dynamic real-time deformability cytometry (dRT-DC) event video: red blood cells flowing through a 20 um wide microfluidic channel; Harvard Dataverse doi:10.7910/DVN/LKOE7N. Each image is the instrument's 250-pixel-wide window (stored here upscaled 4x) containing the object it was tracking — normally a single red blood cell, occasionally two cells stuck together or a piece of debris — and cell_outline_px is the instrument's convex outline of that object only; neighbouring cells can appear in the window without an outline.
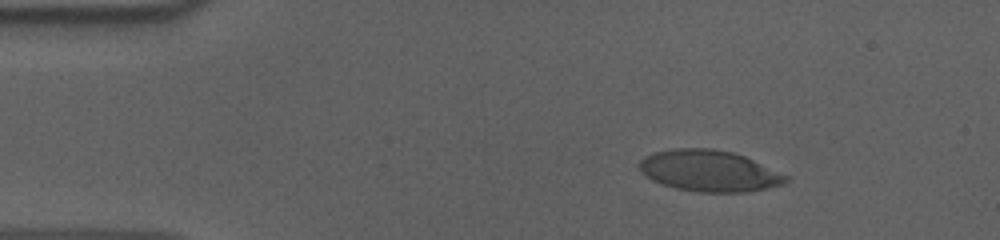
{"species": "human", "species_latin": "Homo sapiens", "temperature_condition": "cold", "stored_images_in_passage": 49, "camera_frame_rate_fps": 3000, "um_per_image_px": 0.085, "donor": {"sex": "male"}, "frame": {"image": 1, "passage_image": 1, "time_ms": 0.0, "image_size_px": [1000, 240], "cell_outline_px": [[792, 180], [784, 184], [748, 192], [700, 192], [676, 188], [652, 180], [640, 172], [636, 164], [644, 156], [652, 152], [672, 148], [712, 148], [732, 152], [744, 156], [788, 176]], "centroid_in_image_um": [60.25, 14.51], "position_along_channel_um": 24.8, "area_um2": 35.43}}
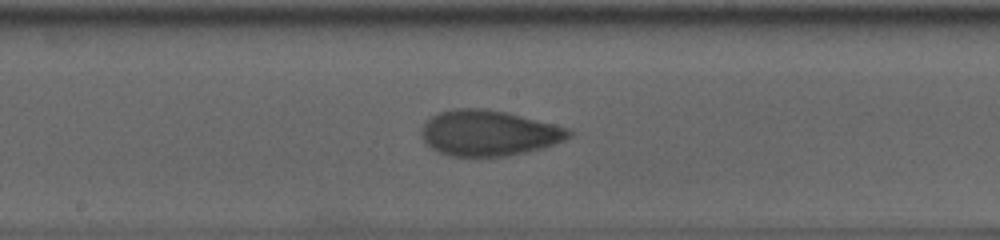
{"frame": {"image": 2, "passage_image": 22, "time_ms": 7.0, "image_size_px": [1000, 240], "cell_outline_px": [[572, 136], [564, 140], [544, 148], [504, 156], [452, 156], [440, 152], [432, 148], [424, 140], [420, 132], [424, 124], [432, 116], [440, 112], [456, 108], [484, 108], [504, 112], [572, 128]], "centroid_in_image_um": [41.58, 11.3], "position_along_channel_um": 206.6, "area_um2": 38.96}}
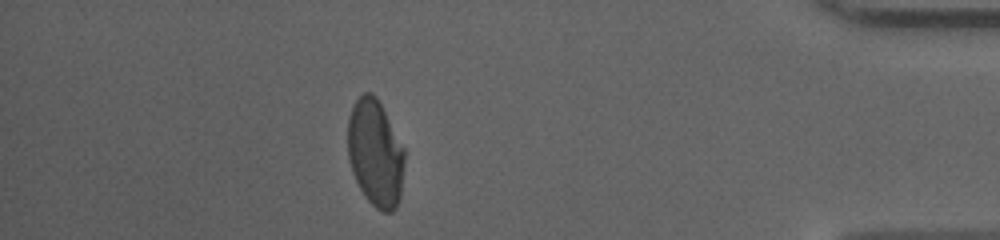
{"frame": {"image": 3, "passage_image": 42, "time_ms": 13.667, "image_size_px": [1000, 240], "cell_outline_px": [[404, 164], [400, 200], [396, 208], [392, 212], [384, 212], [376, 208], [364, 196], [352, 172], [348, 160], [348, 116], [356, 100], [364, 92], [372, 92], [376, 96], [404, 148]], "centroid_in_image_um": [31.9, 13.04], "position_along_channel_um": 403.3, "area_um2": 35.37}, "authors_computed_cell_mechanics": {"area_um2": 37.6856, "velocity_mm_per_s": 3.6278, "shape_relaxation_time_tau1_ms": 5.4752, "shape_relaxation_time_tau2_ms": 1.5206, "deformation_change_tau1": 0.1929, "deformation_change_tau2": 0.0657}}